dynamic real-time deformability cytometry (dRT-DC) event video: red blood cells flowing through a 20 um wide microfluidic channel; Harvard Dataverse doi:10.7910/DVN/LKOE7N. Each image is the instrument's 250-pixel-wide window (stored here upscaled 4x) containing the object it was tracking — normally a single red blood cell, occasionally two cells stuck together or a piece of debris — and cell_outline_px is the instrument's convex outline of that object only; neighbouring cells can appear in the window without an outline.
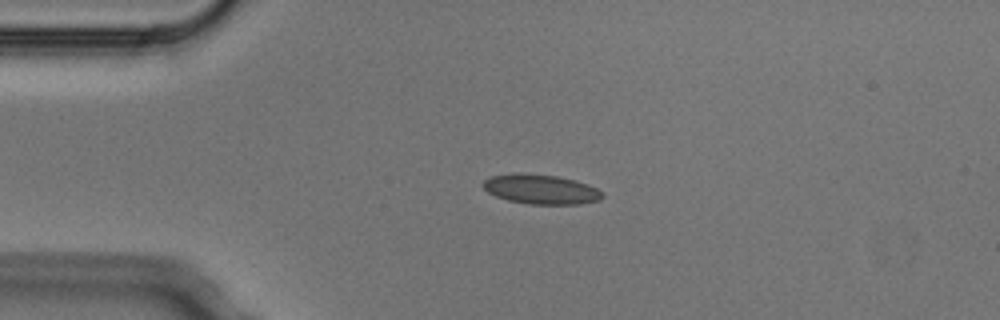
{"species": "Egyptian fruit bat (a non-hibernating species)", "species_latin": "Rousettus aegyptiacus", "temperature_condition": "cold", "stored_images_in_passage": 3, "camera_frame_rate_fps": 3000, "um_per_image_px": 0.085, "animal": {"sex": "male"}, "frame": {"image": 1, "passage_image": 2, "time_ms": 0.333, "image_size_px": [1000, 320], "cell_outline_px": [[604, 196], [600, 200], [580, 204], [532, 204], [508, 200], [496, 196], [488, 192], [480, 184], [484, 180], [492, 176], [512, 172], [524, 172], [556, 176], [576, 180], [588, 184], [604, 192]], "centroid_in_image_um": [45.98, 16.07], "position_along_channel_um": 39.0, "area_um2": 20.87}}